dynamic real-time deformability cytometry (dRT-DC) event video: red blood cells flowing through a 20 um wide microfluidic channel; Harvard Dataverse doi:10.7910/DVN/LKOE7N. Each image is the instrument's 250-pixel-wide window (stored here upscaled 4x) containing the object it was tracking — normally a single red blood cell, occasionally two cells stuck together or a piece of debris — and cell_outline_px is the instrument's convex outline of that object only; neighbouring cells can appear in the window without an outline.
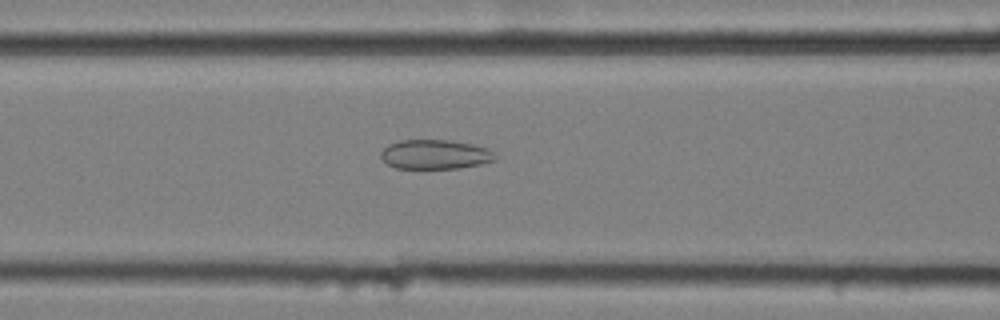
{"species": "common noctule bat (a hibernating species)", "species_latin": "Nyctalus noctula", "temperature_condition": "cold", "stored_images_in_passage": 47, "camera_frame_rate_fps": 3000, "um_per_image_px": 0.085, "animal": {"sex": "female", "body_mass_g": 25.1}, "frame": {"image": 1, "passage_image": 14, "time_ms": 4.333, "image_size_px": [1000, 320], "cell_outline_px": [[496, 160], [480, 164], [460, 168], [396, 168], [388, 164], [380, 156], [380, 152], [388, 144], [400, 140], [452, 140], [472, 144], [488, 148], [496, 156]], "centroid_in_image_um": [36.98, 13.12], "position_along_channel_um": 129.6, "area_um2": 19.59}}
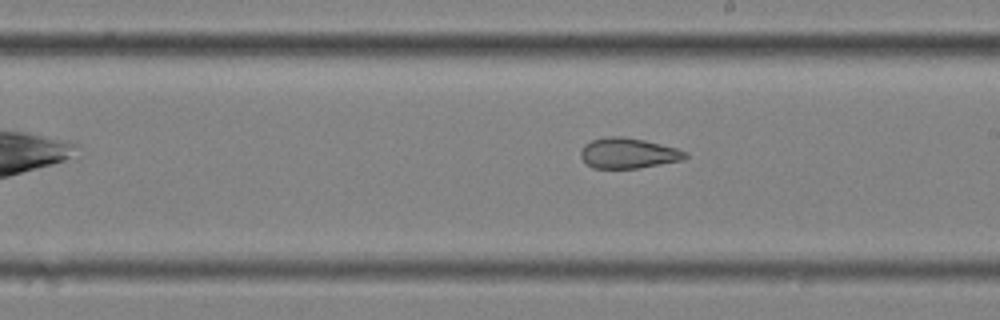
{"frame": {"image": 2, "passage_image": 23, "time_ms": 7.333, "image_size_px": [1000, 320], "cell_outline_px": [[688, 156], [680, 160], [640, 168], [592, 168], [580, 156], [580, 152], [584, 144], [592, 140], [608, 136], [624, 136], [644, 140], [676, 148], [688, 152]], "centroid_in_image_um": [53.38, 13.01], "position_along_channel_um": 235.6, "area_um2": 18.44}}
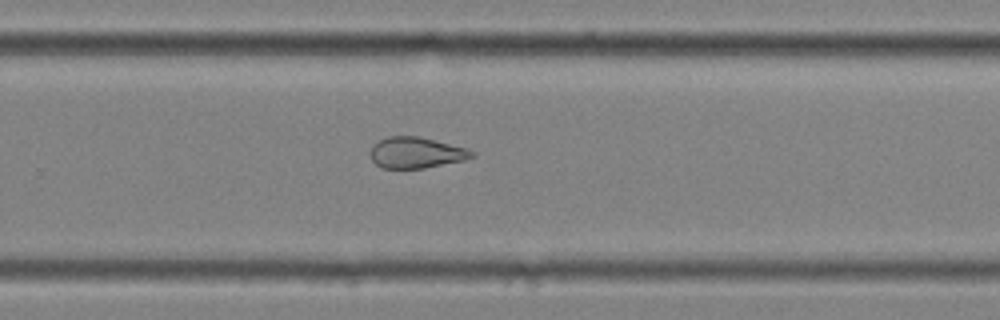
{"frame": {"image": 3, "passage_image": 28, "time_ms": 9.0, "image_size_px": [1000, 320], "cell_outline_px": [[476, 156], [464, 160], [424, 168], [384, 168], [376, 164], [372, 160], [372, 148], [380, 140], [388, 136], [420, 136], [468, 148], [476, 152]], "centroid_in_image_um": [35.45, 12.97], "position_along_channel_um": 294.4, "area_um2": 18.26}, "authors_computed_cell_mechanics": {"area_um2": 21.964, "velocity_mm_per_s": 3.5397, "shape_relaxation_time_tau1_ms": null, "shape_relaxation_time_tau2_ms": 3.0468, "deformation_change_tau1": null, "deformation_change_tau2": 0.1074}}